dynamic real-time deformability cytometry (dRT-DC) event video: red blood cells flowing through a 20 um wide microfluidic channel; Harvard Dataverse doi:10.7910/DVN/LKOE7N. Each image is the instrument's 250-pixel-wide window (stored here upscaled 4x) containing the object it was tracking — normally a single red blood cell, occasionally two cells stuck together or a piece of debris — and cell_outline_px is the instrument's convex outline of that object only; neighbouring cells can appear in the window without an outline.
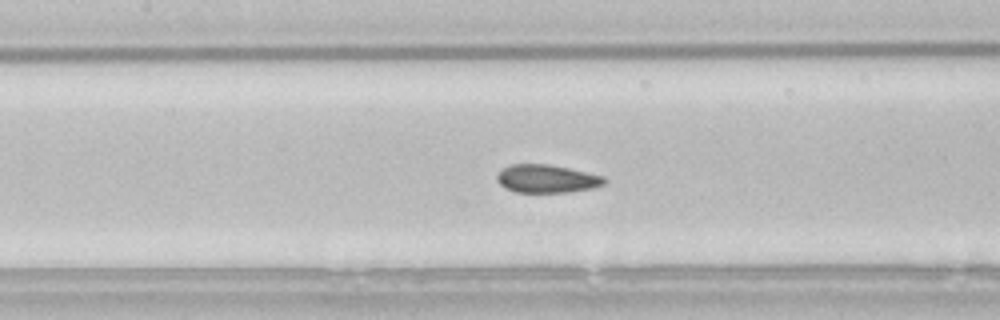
{"species": "common noctule bat (a hibernating species)", "species_latin": "Nyctalus noctula", "temperature_condition": "room temperature", "stored_images_in_passage": 50, "camera_frame_rate_fps": 3000, "um_per_image_px": 0.085, "animal": {"sex": "male", "body_mass_g": 21.5, "forearm_length_mm": 52.0}, "frame": {"image": 1, "passage_image": 20, "time_ms": 6.333, "image_size_px": [1000, 320], "cell_outline_px": [[608, 180], [604, 184], [592, 188], [568, 192], [516, 192], [504, 188], [496, 180], [496, 176], [508, 164], [548, 164], [568, 168], [604, 176]], "centroid_in_image_um": [46.47, 15.19], "position_along_channel_um": 160.9, "area_um2": 17.57}}
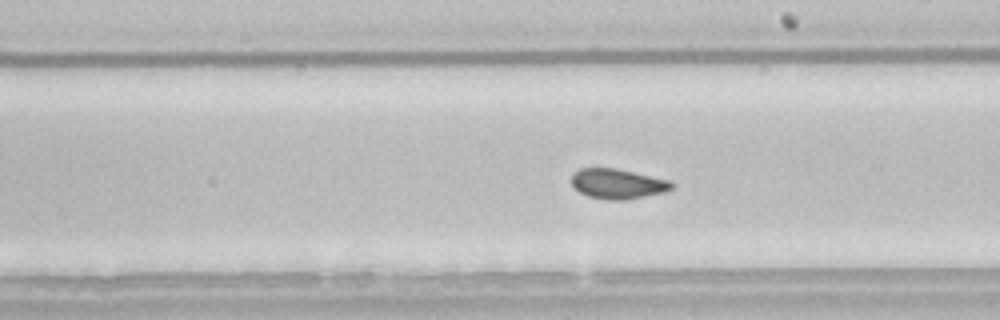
{"frame": {"image": 2, "passage_image": 26, "time_ms": 8.333, "image_size_px": [1000, 320], "cell_outline_px": [[672, 188], [664, 192], [624, 200], [608, 200], [588, 196], [580, 192], [572, 184], [572, 172], [580, 168], [616, 168], [668, 180], [672, 184]], "centroid_in_image_um": [52.45, 15.62], "position_along_channel_um": 236.5, "area_um2": 17.28}}
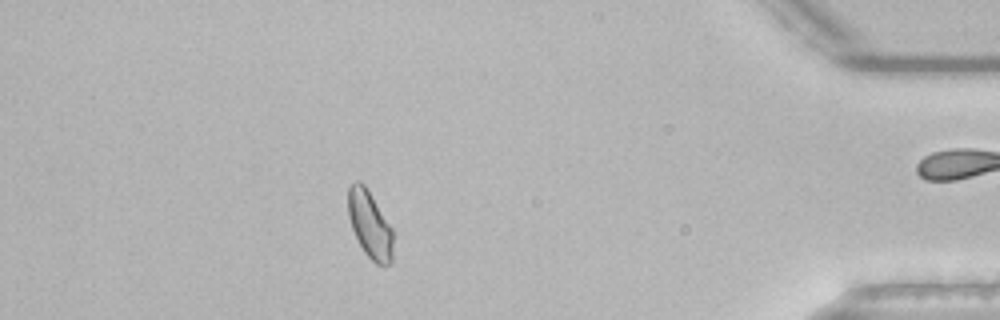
{"frame": {"image": 3, "passage_image": 43, "time_ms": 14.0, "image_size_px": [1000, 320], "cell_outline_px": [[392, 264], [384, 268], [376, 264], [364, 252], [352, 228], [348, 216], [348, 188], [356, 180], [360, 180], [364, 184], [392, 228]], "centroid_in_image_um": [31.44, 19.12], "position_along_channel_um": 403.8, "area_um2": 17.57}, "authors_computed_cell_mechanics": {"area_um2": 17.918, "velocity_mm_per_s": 3.794, "shape_relaxation_time_tau1_ms": 4.6792, "shape_relaxation_time_tau2_ms": null, "deformation_change_tau1": 0.0873, "deformation_change_tau2": null}}